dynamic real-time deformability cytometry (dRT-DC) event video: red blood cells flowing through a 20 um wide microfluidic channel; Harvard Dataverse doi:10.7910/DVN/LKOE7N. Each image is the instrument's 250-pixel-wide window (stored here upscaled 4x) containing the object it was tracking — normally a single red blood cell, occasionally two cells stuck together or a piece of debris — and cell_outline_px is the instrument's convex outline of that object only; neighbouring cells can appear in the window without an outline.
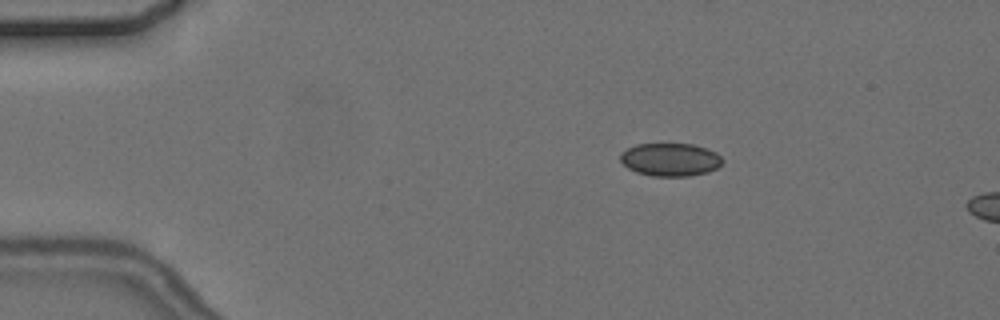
{"species": "common noctule bat (a hibernating species)", "species_latin": "Nyctalus noctula", "temperature_condition": "cold", "stored_images_in_passage": 3, "camera_frame_rate_fps": 3000, "um_per_image_px": 0.085, "animal": {"sex": "female", "body_mass_g": 24.6, "forearm_length_mm": 56.2}, "frame": {"image": 1, "passage_image": 1, "time_ms": 0.0, "image_size_px": [1000, 320], "cell_outline_px": [[724, 160], [716, 168], [708, 172], [688, 176], [652, 176], [636, 172], [628, 168], [620, 160], [620, 152], [636, 144], [692, 144], [716, 152]], "centroid_in_image_um": [56.95, 13.57], "position_along_channel_um": 28.0, "area_um2": 19.59}}